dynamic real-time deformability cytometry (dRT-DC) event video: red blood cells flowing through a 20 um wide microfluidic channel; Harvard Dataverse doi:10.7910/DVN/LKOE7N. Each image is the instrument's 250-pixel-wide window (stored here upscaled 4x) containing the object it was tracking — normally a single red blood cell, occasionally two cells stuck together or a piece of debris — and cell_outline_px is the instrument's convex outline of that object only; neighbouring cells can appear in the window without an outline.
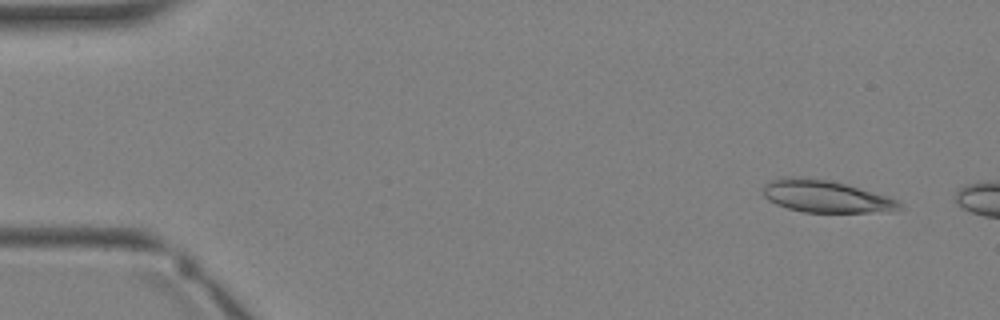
{"species": "Egyptian fruit bat (a non-hibernating species)", "species_latin": "Rousettus aegyptiacus", "temperature_condition": "warm", "stored_images_in_passage": 2, "camera_frame_rate_fps": 3000, "um_per_image_px": 0.085, "animal": {"sex": "female"}, "frame": {"image": 1, "passage_image": 1, "time_ms": 0.0, "image_size_px": [1000, 320], "cell_outline_px": [[904, 208], [868, 212], [804, 212], [788, 208], [776, 204], [768, 200], [764, 196], [764, 188], [772, 180], [780, 176], [788, 176], [828, 180], [848, 184], [888, 196], [900, 200]], "centroid_in_image_um": [70.21, 16.68], "position_along_channel_um": 14.8, "area_um2": 25.37}}